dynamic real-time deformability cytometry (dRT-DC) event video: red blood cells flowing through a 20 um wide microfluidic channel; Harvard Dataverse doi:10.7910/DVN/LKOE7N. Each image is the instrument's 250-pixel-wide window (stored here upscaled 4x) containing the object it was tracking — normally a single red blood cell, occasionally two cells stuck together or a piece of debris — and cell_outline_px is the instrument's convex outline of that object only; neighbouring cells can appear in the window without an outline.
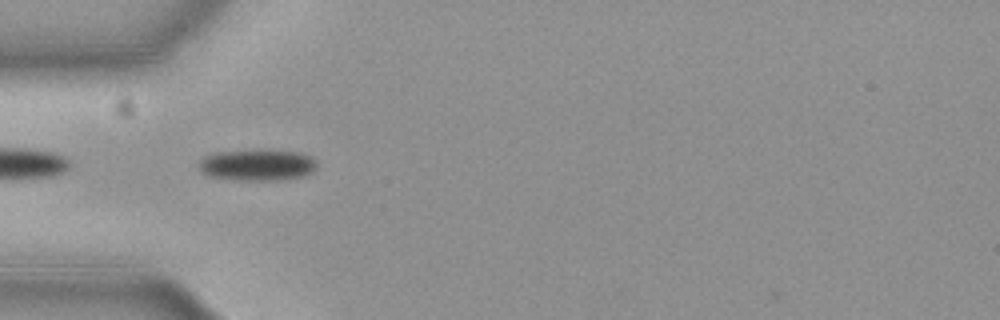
{"species": "common noctule bat (a hibernating species)", "species_latin": "Nyctalus noctula", "temperature_condition": "cold", "stored_images_in_passage": 11, "camera_frame_rate_fps": 3000, "um_per_image_px": 0.085, "animal": {"sex": "female", "body_mass_g": 19.3, "forearm_length_mm": 54.1}, "frame": {"image": 1, "passage_image": 2, "time_ms": 0.333, "image_size_px": [1000, 320], "cell_outline_px": [[316, 168], [312, 172], [304, 176], [280, 180], [236, 180], [208, 176], [200, 172], [196, 164], [204, 156], [216, 152], [300, 152], [308, 156], [316, 164]], "centroid_in_image_um": [21.79, 14.07], "position_along_channel_um": 63.2, "area_um2": 20.98}}
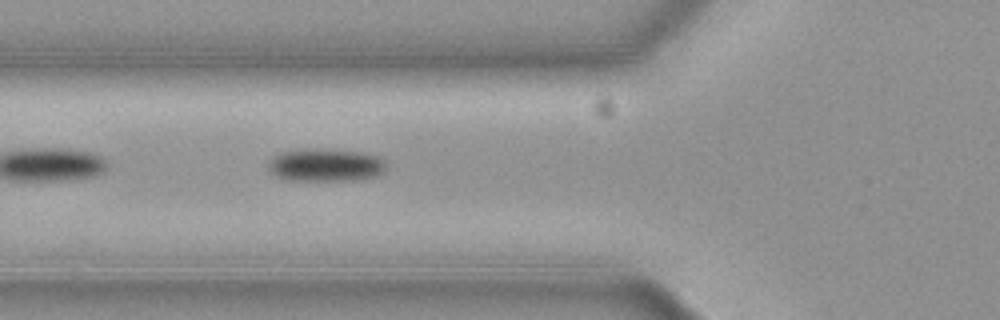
{"frame": {"image": 2, "passage_image": 5, "time_ms": 1.333, "image_size_px": [1000, 320], "cell_outline_px": [[388, 164], [384, 172], [376, 176], [360, 180], [284, 180], [276, 176], [268, 168], [268, 160], [280, 152], [312, 148], [356, 152], [376, 156], [384, 160]], "centroid_in_image_um": [27.67, 14.04], "position_along_channel_um": 98.1, "area_um2": 22.6}}